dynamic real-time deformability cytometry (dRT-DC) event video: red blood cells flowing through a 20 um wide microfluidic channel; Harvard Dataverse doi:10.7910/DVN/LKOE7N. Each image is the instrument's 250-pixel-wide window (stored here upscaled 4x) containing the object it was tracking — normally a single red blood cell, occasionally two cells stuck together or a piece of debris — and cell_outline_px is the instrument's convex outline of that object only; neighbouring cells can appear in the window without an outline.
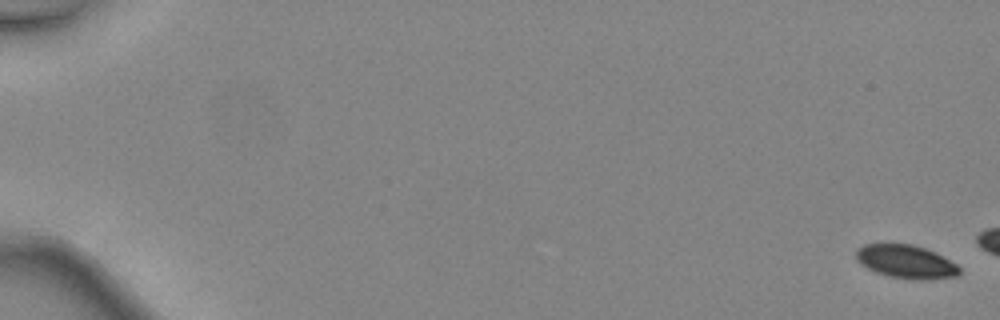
{"species": "common noctule bat (a hibernating species)", "species_latin": "Nyctalus noctula", "temperature_condition": "warm", "stored_images_in_passage": 11, "camera_frame_rate_fps": 3000, "um_per_image_px": 0.085, "animal": {"sex": "female", "body_mass_g": 24.6, "forearm_length_mm": 56.2}, "frame": {"image": 1, "passage_image": 1, "time_ms": 0.0, "image_size_px": [1000, 320], "cell_outline_px": [[960, 272], [956, 276], [928, 280], [912, 280], [888, 276], [876, 272], [860, 264], [856, 260], [856, 252], [864, 244], [912, 244], [936, 252], [956, 264], [960, 268]], "centroid_in_image_um": [77.02, 22.25], "position_along_channel_um": 8.0, "area_um2": 20.11}}